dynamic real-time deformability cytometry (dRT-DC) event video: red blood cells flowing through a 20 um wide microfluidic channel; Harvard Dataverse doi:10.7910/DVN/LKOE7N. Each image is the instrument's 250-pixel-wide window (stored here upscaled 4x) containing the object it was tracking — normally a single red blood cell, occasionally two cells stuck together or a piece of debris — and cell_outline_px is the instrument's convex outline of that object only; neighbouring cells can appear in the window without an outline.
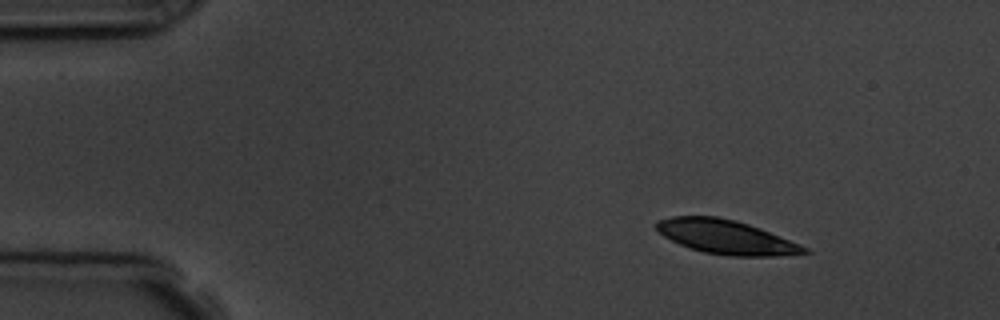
{"species": "common noctule bat (a hibernating species)", "species_latin": "Nyctalus noctula", "temperature_condition": "room temperature", "stored_images_in_passage": 3, "camera_frame_rate_fps": 3000, "um_per_image_px": 0.085, "animal": {"sex": "male", "body_mass_g": 19.5, "forearm_length_mm": 54.6}, "frame": {"image": 1, "passage_image": 1, "time_ms": 0.0, "image_size_px": [1000, 320], "cell_outline_px": [[812, 252], [776, 256], [728, 256], [704, 252], [680, 244], [664, 236], [656, 228], [656, 220], [672, 216], [716, 216], [736, 220], [760, 228], [800, 244], [808, 248]], "centroid_in_image_um": [61.72, 20.14], "position_along_channel_um": 23.3, "area_um2": 29.19}}